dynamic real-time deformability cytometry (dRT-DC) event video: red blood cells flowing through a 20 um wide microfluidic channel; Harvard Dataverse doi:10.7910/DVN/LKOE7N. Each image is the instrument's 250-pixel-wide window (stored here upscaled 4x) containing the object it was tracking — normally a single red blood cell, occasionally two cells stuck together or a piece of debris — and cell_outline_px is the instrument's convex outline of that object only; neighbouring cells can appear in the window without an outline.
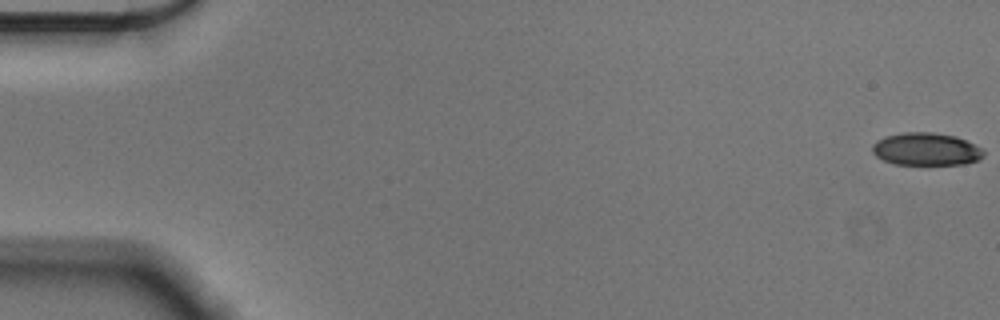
{"species": "Egyptian fruit bat (a non-hibernating species)", "species_latin": "Rousettus aegyptiacus", "temperature_condition": "cold", "stored_images_in_passage": 57, "camera_frame_rate_fps": 3000, "um_per_image_px": 0.085, "animal": {"sex": "male"}, "frame": {"image": 1, "passage_image": 1, "time_ms": 0.0, "image_size_px": [1000, 320], "cell_outline_px": [[984, 156], [980, 160], [964, 164], [896, 164], [884, 160], [876, 156], [872, 152], [872, 144], [876, 140], [884, 136], [904, 132], [932, 132], [956, 136], [980, 148], [984, 152]], "centroid_in_image_um": [78.69, 12.67], "position_along_channel_um": 6.3, "area_um2": 21.15}}
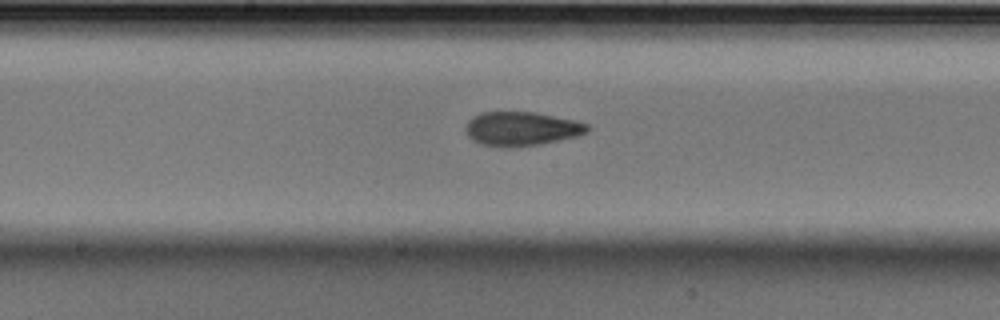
{"frame": {"image": 2, "passage_image": 30, "time_ms": 9.667, "image_size_px": [1000, 320], "cell_outline_px": [[588, 132], [576, 136], [540, 144], [512, 148], [504, 148], [480, 144], [472, 140], [468, 136], [464, 128], [468, 120], [472, 116], [480, 112], [532, 112], [572, 120], [588, 124]], "centroid_in_image_um": [44.24, 10.96], "position_along_channel_um": 204.0, "area_um2": 24.16}}
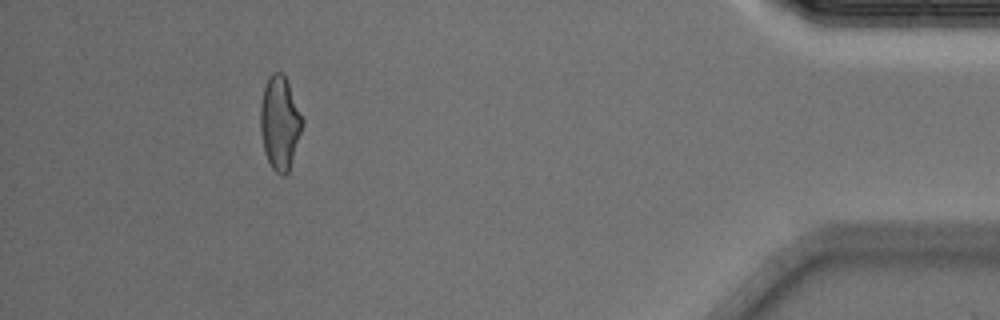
{"frame": {"image": 3, "passage_image": 52, "time_ms": 17.0, "image_size_px": [1000, 320], "cell_outline_px": [[304, 120], [288, 172], [284, 176], [280, 176], [272, 168], [264, 152], [260, 128], [260, 104], [264, 88], [268, 76], [272, 72], [284, 72]], "centroid_in_image_um": [23.77, 10.41], "position_along_channel_um": 411.4, "area_um2": 22.83}, "authors_computed_cell_mechanics": {"area_um2": 23.1778, "velocity_mm_per_s": 3.5922, "shape_relaxation_time_tau1_ms": 4.4533, "shape_relaxation_time_tau2_ms": 2.4333, "deformation_change_tau1": 0.1433, "deformation_change_tau2": 0.0896}}